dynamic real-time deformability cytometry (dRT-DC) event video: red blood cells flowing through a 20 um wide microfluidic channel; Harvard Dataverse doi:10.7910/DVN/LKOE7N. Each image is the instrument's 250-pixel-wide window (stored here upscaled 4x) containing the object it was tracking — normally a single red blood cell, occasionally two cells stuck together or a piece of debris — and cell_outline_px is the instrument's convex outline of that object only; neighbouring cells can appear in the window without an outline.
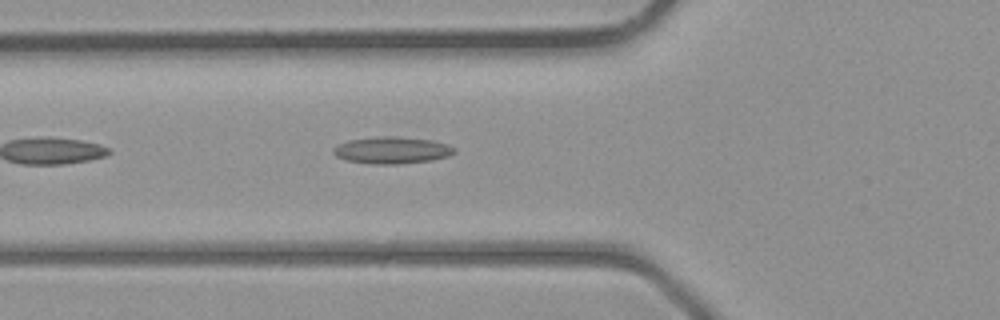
{"species": "common noctule bat (a hibernating species)", "species_latin": "Nyctalus noctula", "temperature_condition": "room temperature", "stored_images_in_passage": 6, "camera_frame_rate_fps": 3000, "um_per_image_px": 0.085, "animal": {"sex": "male", "body_mass_g": 23.1, "forearm_length_mm": 52.7}, "frame": {"image": 1, "passage_image": 6, "time_ms": 5.667, "image_size_px": [1000, 320], "cell_outline_px": [[456, 152], [448, 156], [432, 160], [400, 164], [372, 164], [348, 160], [336, 156], [332, 152], [332, 148], [348, 140], [380, 136], [396, 136], [432, 140], [448, 144], [456, 148]], "centroid_in_image_um": [33.34, 12.76], "position_along_channel_um": 92.5, "area_um2": 19.02}}